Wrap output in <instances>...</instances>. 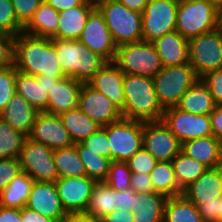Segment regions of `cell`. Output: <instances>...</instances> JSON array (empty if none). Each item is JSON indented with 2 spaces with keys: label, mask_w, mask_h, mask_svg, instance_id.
I'll return each mask as SVG.
<instances>
[{
  "label": "cell",
  "mask_w": 222,
  "mask_h": 222,
  "mask_svg": "<svg viewBox=\"0 0 222 222\" xmlns=\"http://www.w3.org/2000/svg\"><path fill=\"white\" fill-rule=\"evenodd\" d=\"M78 108L101 127L122 118V113L116 105L88 83H83L81 87Z\"/></svg>",
  "instance_id": "cell-15"
},
{
  "label": "cell",
  "mask_w": 222,
  "mask_h": 222,
  "mask_svg": "<svg viewBox=\"0 0 222 222\" xmlns=\"http://www.w3.org/2000/svg\"><path fill=\"white\" fill-rule=\"evenodd\" d=\"M96 181L90 177L59 178L55 181L57 193L65 212L70 217H83Z\"/></svg>",
  "instance_id": "cell-12"
},
{
  "label": "cell",
  "mask_w": 222,
  "mask_h": 222,
  "mask_svg": "<svg viewBox=\"0 0 222 222\" xmlns=\"http://www.w3.org/2000/svg\"><path fill=\"white\" fill-rule=\"evenodd\" d=\"M143 147L158 162H167L182 150V143L160 120L143 122Z\"/></svg>",
  "instance_id": "cell-13"
},
{
  "label": "cell",
  "mask_w": 222,
  "mask_h": 222,
  "mask_svg": "<svg viewBox=\"0 0 222 222\" xmlns=\"http://www.w3.org/2000/svg\"><path fill=\"white\" fill-rule=\"evenodd\" d=\"M54 163L58 179L87 175L75 144L70 147L55 149Z\"/></svg>",
  "instance_id": "cell-35"
},
{
  "label": "cell",
  "mask_w": 222,
  "mask_h": 222,
  "mask_svg": "<svg viewBox=\"0 0 222 222\" xmlns=\"http://www.w3.org/2000/svg\"><path fill=\"white\" fill-rule=\"evenodd\" d=\"M152 43L164 67L189 63V41L176 30Z\"/></svg>",
  "instance_id": "cell-24"
},
{
  "label": "cell",
  "mask_w": 222,
  "mask_h": 222,
  "mask_svg": "<svg viewBox=\"0 0 222 222\" xmlns=\"http://www.w3.org/2000/svg\"><path fill=\"white\" fill-rule=\"evenodd\" d=\"M197 208L204 222H219L220 198L202 203Z\"/></svg>",
  "instance_id": "cell-49"
},
{
  "label": "cell",
  "mask_w": 222,
  "mask_h": 222,
  "mask_svg": "<svg viewBox=\"0 0 222 222\" xmlns=\"http://www.w3.org/2000/svg\"><path fill=\"white\" fill-rule=\"evenodd\" d=\"M189 41V63L199 78L222 68V32L217 28Z\"/></svg>",
  "instance_id": "cell-8"
},
{
  "label": "cell",
  "mask_w": 222,
  "mask_h": 222,
  "mask_svg": "<svg viewBox=\"0 0 222 222\" xmlns=\"http://www.w3.org/2000/svg\"><path fill=\"white\" fill-rule=\"evenodd\" d=\"M59 26V12L45 0L40 4L29 23L23 28L28 35L52 38Z\"/></svg>",
  "instance_id": "cell-30"
},
{
  "label": "cell",
  "mask_w": 222,
  "mask_h": 222,
  "mask_svg": "<svg viewBox=\"0 0 222 222\" xmlns=\"http://www.w3.org/2000/svg\"><path fill=\"white\" fill-rule=\"evenodd\" d=\"M208 3L216 7L220 12L222 11V0H206Z\"/></svg>",
  "instance_id": "cell-58"
},
{
  "label": "cell",
  "mask_w": 222,
  "mask_h": 222,
  "mask_svg": "<svg viewBox=\"0 0 222 222\" xmlns=\"http://www.w3.org/2000/svg\"><path fill=\"white\" fill-rule=\"evenodd\" d=\"M34 180L24 171L0 193V206L22 209L26 206Z\"/></svg>",
  "instance_id": "cell-32"
},
{
  "label": "cell",
  "mask_w": 222,
  "mask_h": 222,
  "mask_svg": "<svg viewBox=\"0 0 222 222\" xmlns=\"http://www.w3.org/2000/svg\"><path fill=\"white\" fill-rule=\"evenodd\" d=\"M122 117L142 122L162 120L164 109L155 92L153 78L124 74Z\"/></svg>",
  "instance_id": "cell-1"
},
{
  "label": "cell",
  "mask_w": 222,
  "mask_h": 222,
  "mask_svg": "<svg viewBox=\"0 0 222 222\" xmlns=\"http://www.w3.org/2000/svg\"><path fill=\"white\" fill-rule=\"evenodd\" d=\"M99 222H134L133 212L116 209L104 216Z\"/></svg>",
  "instance_id": "cell-53"
},
{
  "label": "cell",
  "mask_w": 222,
  "mask_h": 222,
  "mask_svg": "<svg viewBox=\"0 0 222 222\" xmlns=\"http://www.w3.org/2000/svg\"><path fill=\"white\" fill-rule=\"evenodd\" d=\"M56 11H63L69 8L82 5L86 0H45Z\"/></svg>",
  "instance_id": "cell-56"
},
{
  "label": "cell",
  "mask_w": 222,
  "mask_h": 222,
  "mask_svg": "<svg viewBox=\"0 0 222 222\" xmlns=\"http://www.w3.org/2000/svg\"><path fill=\"white\" fill-rule=\"evenodd\" d=\"M0 222H22L21 209L0 206Z\"/></svg>",
  "instance_id": "cell-55"
},
{
  "label": "cell",
  "mask_w": 222,
  "mask_h": 222,
  "mask_svg": "<svg viewBox=\"0 0 222 222\" xmlns=\"http://www.w3.org/2000/svg\"><path fill=\"white\" fill-rule=\"evenodd\" d=\"M131 175L128 164L121 161H111L109 173L104 181L110 188L122 191L131 186Z\"/></svg>",
  "instance_id": "cell-39"
},
{
  "label": "cell",
  "mask_w": 222,
  "mask_h": 222,
  "mask_svg": "<svg viewBox=\"0 0 222 222\" xmlns=\"http://www.w3.org/2000/svg\"><path fill=\"white\" fill-rule=\"evenodd\" d=\"M183 195L197 207L205 202L217 201L222 197L220 166L207 168L195 181L183 190Z\"/></svg>",
  "instance_id": "cell-22"
},
{
  "label": "cell",
  "mask_w": 222,
  "mask_h": 222,
  "mask_svg": "<svg viewBox=\"0 0 222 222\" xmlns=\"http://www.w3.org/2000/svg\"><path fill=\"white\" fill-rule=\"evenodd\" d=\"M213 97L202 79H198L180 98V110L198 115H209L215 108Z\"/></svg>",
  "instance_id": "cell-28"
},
{
  "label": "cell",
  "mask_w": 222,
  "mask_h": 222,
  "mask_svg": "<svg viewBox=\"0 0 222 222\" xmlns=\"http://www.w3.org/2000/svg\"><path fill=\"white\" fill-rule=\"evenodd\" d=\"M25 207L57 222H65L70 218L52 182L34 181Z\"/></svg>",
  "instance_id": "cell-18"
},
{
  "label": "cell",
  "mask_w": 222,
  "mask_h": 222,
  "mask_svg": "<svg viewBox=\"0 0 222 222\" xmlns=\"http://www.w3.org/2000/svg\"><path fill=\"white\" fill-rule=\"evenodd\" d=\"M59 117L74 144L81 143L101 127L78 107L60 114Z\"/></svg>",
  "instance_id": "cell-31"
},
{
  "label": "cell",
  "mask_w": 222,
  "mask_h": 222,
  "mask_svg": "<svg viewBox=\"0 0 222 222\" xmlns=\"http://www.w3.org/2000/svg\"><path fill=\"white\" fill-rule=\"evenodd\" d=\"M15 78L16 68L14 65L5 69H0V112L16 93Z\"/></svg>",
  "instance_id": "cell-42"
},
{
  "label": "cell",
  "mask_w": 222,
  "mask_h": 222,
  "mask_svg": "<svg viewBox=\"0 0 222 222\" xmlns=\"http://www.w3.org/2000/svg\"><path fill=\"white\" fill-rule=\"evenodd\" d=\"M220 23L221 12L206 0H179L175 30L184 38L211 32Z\"/></svg>",
  "instance_id": "cell-4"
},
{
  "label": "cell",
  "mask_w": 222,
  "mask_h": 222,
  "mask_svg": "<svg viewBox=\"0 0 222 222\" xmlns=\"http://www.w3.org/2000/svg\"><path fill=\"white\" fill-rule=\"evenodd\" d=\"M219 222H222V197H220Z\"/></svg>",
  "instance_id": "cell-60"
},
{
  "label": "cell",
  "mask_w": 222,
  "mask_h": 222,
  "mask_svg": "<svg viewBox=\"0 0 222 222\" xmlns=\"http://www.w3.org/2000/svg\"><path fill=\"white\" fill-rule=\"evenodd\" d=\"M83 83L70 77L60 79L48 93L47 113L60 115L78 107V98Z\"/></svg>",
  "instance_id": "cell-25"
},
{
  "label": "cell",
  "mask_w": 222,
  "mask_h": 222,
  "mask_svg": "<svg viewBox=\"0 0 222 222\" xmlns=\"http://www.w3.org/2000/svg\"><path fill=\"white\" fill-rule=\"evenodd\" d=\"M27 137L34 142L45 144L53 150L74 145L60 117L47 112L38 114Z\"/></svg>",
  "instance_id": "cell-17"
},
{
  "label": "cell",
  "mask_w": 222,
  "mask_h": 222,
  "mask_svg": "<svg viewBox=\"0 0 222 222\" xmlns=\"http://www.w3.org/2000/svg\"><path fill=\"white\" fill-rule=\"evenodd\" d=\"M95 3L117 47L143 41L142 13L128 9L118 0H95Z\"/></svg>",
  "instance_id": "cell-3"
},
{
  "label": "cell",
  "mask_w": 222,
  "mask_h": 222,
  "mask_svg": "<svg viewBox=\"0 0 222 222\" xmlns=\"http://www.w3.org/2000/svg\"><path fill=\"white\" fill-rule=\"evenodd\" d=\"M44 38L18 34L14 42V66L18 71L38 76L43 70Z\"/></svg>",
  "instance_id": "cell-16"
},
{
  "label": "cell",
  "mask_w": 222,
  "mask_h": 222,
  "mask_svg": "<svg viewBox=\"0 0 222 222\" xmlns=\"http://www.w3.org/2000/svg\"><path fill=\"white\" fill-rule=\"evenodd\" d=\"M136 203V192L130 187L118 191V208L117 210L134 211Z\"/></svg>",
  "instance_id": "cell-51"
},
{
  "label": "cell",
  "mask_w": 222,
  "mask_h": 222,
  "mask_svg": "<svg viewBox=\"0 0 222 222\" xmlns=\"http://www.w3.org/2000/svg\"><path fill=\"white\" fill-rule=\"evenodd\" d=\"M178 186L184 190L195 182L207 167L185 154L182 150L171 161Z\"/></svg>",
  "instance_id": "cell-36"
},
{
  "label": "cell",
  "mask_w": 222,
  "mask_h": 222,
  "mask_svg": "<svg viewBox=\"0 0 222 222\" xmlns=\"http://www.w3.org/2000/svg\"><path fill=\"white\" fill-rule=\"evenodd\" d=\"M118 208V190L105 182H96L83 218L99 222L108 213Z\"/></svg>",
  "instance_id": "cell-27"
},
{
  "label": "cell",
  "mask_w": 222,
  "mask_h": 222,
  "mask_svg": "<svg viewBox=\"0 0 222 222\" xmlns=\"http://www.w3.org/2000/svg\"><path fill=\"white\" fill-rule=\"evenodd\" d=\"M27 138L0 119V159L19 158Z\"/></svg>",
  "instance_id": "cell-38"
},
{
  "label": "cell",
  "mask_w": 222,
  "mask_h": 222,
  "mask_svg": "<svg viewBox=\"0 0 222 222\" xmlns=\"http://www.w3.org/2000/svg\"><path fill=\"white\" fill-rule=\"evenodd\" d=\"M78 40L107 62H114L118 47L110 34L104 16L97 8L90 13Z\"/></svg>",
  "instance_id": "cell-14"
},
{
  "label": "cell",
  "mask_w": 222,
  "mask_h": 222,
  "mask_svg": "<svg viewBox=\"0 0 222 222\" xmlns=\"http://www.w3.org/2000/svg\"><path fill=\"white\" fill-rule=\"evenodd\" d=\"M220 181H221V188H222V165H220Z\"/></svg>",
  "instance_id": "cell-61"
},
{
  "label": "cell",
  "mask_w": 222,
  "mask_h": 222,
  "mask_svg": "<svg viewBox=\"0 0 222 222\" xmlns=\"http://www.w3.org/2000/svg\"><path fill=\"white\" fill-rule=\"evenodd\" d=\"M44 0H11L19 24L24 28Z\"/></svg>",
  "instance_id": "cell-45"
},
{
  "label": "cell",
  "mask_w": 222,
  "mask_h": 222,
  "mask_svg": "<svg viewBox=\"0 0 222 222\" xmlns=\"http://www.w3.org/2000/svg\"><path fill=\"white\" fill-rule=\"evenodd\" d=\"M209 116L213 136L222 142V106H215Z\"/></svg>",
  "instance_id": "cell-52"
},
{
  "label": "cell",
  "mask_w": 222,
  "mask_h": 222,
  "mask_svg": "<svg viewBox=\"0 0 222 222\" xmlns=\"http://www.w3.org/2000/svg\"><path fill=\"white\" fill-rule=\"evenodd\" d=\"M81 143L86 147V151H92L102 157L111 159L108 135L104 127H100Z\"/></svg>",
  "instance_id": "cell-43"
},
{
  "label": "cell",
  "mask_w": 222,
  "mask_h": 222,
  "mask_svg": "<svg viewBox=\"0 0 222 222\" xmlns=\"http://www.w3.org/2000/svg\"><path fill=\"white\" fill-rule=\"evenodd\" d=\"M123 78L124 73L114 62H106L88 84L108 97L121 111L124 107Z\"/></svg>",
  "instance_id": "cell-20"
},
{
  "label": "cell",
  "mask_w": 222,
  "mask_h": 222,
  "mask_svg": "<svg viewBox=\"0 0 222 222\" xmlns=\"http://www.w3.org/2000/svg\"><path fill=\"white\" fill-rule=\"evenodd\" d=\"M163 222H204L197 206L183 194L169 197L164 207Z\"/></svg>",
  "instance_id": "cell-33"
},
{
  "label": "cell",
  "mask_w": 222,
  "mask_h": 222,
  "mask_svg": "<svg viewBox=\"0 0 222 222\" xmlns=\"http://www.w3.org/2000/svg\"><path fill=\"white\" fill-rule=\"evenodd\" d=\"M39 113L22 95L15 93L0 112V119L8 123L14 130L28 136Z\"/></svg>",
  "instance_id": "cell-23"
},
{
  "label": "cell",
  "mask_w": 222,
  "mask_h": 222,
  "mask_svg": "<svg viewBox=\"0 0 222 222\" xmlns=\"http://www.w3.org/2000/svg\"><path fill=\"white\" fill-rule=\"evenodd\" d=\"M202 81L208 87L216 106H222V68L208 72Z\"/></svg>",
  "instance_id": "cell-47"
},
{
  "label": "cell",
  "mask_w": 222,
  "mask_h": 222,
  "mask_svg": "<svg viewBox=\"0 0 222 222\" xmlns=\"http://www.w3.org/2000/svg\"><path fill=\"white\" fill-rule=\"evenodd\" d=\"M0 32L17 36L23 32L11 0H0Z\"/></svg>",
  "instance_id": "cell-41"
},
{
  "label": "cell",
  "mask_w": 222,
  "mask_h": 222,
  "mask_svg": "<svg viewBox=\"0 0 222 222\" xmlns=\"http://www.w3.org/2000/svg\"><path fill=\"white\" fill-rule=\"evenodd\" d=\"M19 161L22 171L34 181L55 183L58 179L54 150L45 144L27 138L21 149Z\"/></svg>",
  "instance_id": "cell-10"
},
{
  "label": "cell",
  "mask_w": 222,
  "mask_h": 222,
  "mask_svg": "<svg viewBox=\"0 0 222 222\" xmlns=\"http://www.w3.org/2000/svg\"><path fill=\"white\" fill-rule=\"evenodd\" d=\"M182 151L205 165L215 168L222 165V142L214 136L196 138L182 144Z\"/></svg>",
  "instance_id": "cell-26"
},
{
  "label": "cell",
  "mask_w": 222,
  "mask_h": 222,
  "mask_svg": "<svg viewBox=\"0 0 222 222\" xmlns=\"http://www.w3.org/2000/svg\"><path fill=\"white\" fill-rule=\"evenodd\" d=\"M200 79L190 63L164 67L154 76L155 92L165 110L176 107L186 91Z\"/></svg>",
  "instance_id": "cell-5"
},
{
  "label": "cell",
  "mask_w": 222,
  "mask_h": 222,
  "mask_svg": "<svg viewBox=\"0 0 222 222\" xmlns=\"http://www.w3.org/2000/svg\"><path fill=\"white\" fill-rule=\"evenodd\" d=\"M220 25H222V11H221V23H220Z\"/></svg>",
  "instance_id": "cell-62"
},
{
  "label": "cell",
  "mask_w": 222,
  "mask_h": 222,
  "mask_svg": "<svg viewBox=\"0 0 222 222\" xmlns=\"http://www.w3.org/2000/svg\"><path fill=\"white\" fill-rule=\"evenodd\" d=\"M157 160L144 147L138 150L129 160L126 161L131 172L150 174L156 166Z\"/></svg>",
  "instance_id": "cell-44"
},
{
  "label": "cell",
  "mask_w": 222,
  "mask_h": 222,
  "mask_svg": "<svg viewBox=\"0 0 222 222\" xmlns=\"http://www.w3.org/2000/svg\"><path fill=\"white\" fill-rule=\"evenodd\" d=\"M166 200V196L156 192H136L134 222H163Z\"/></svg>",
  "instance_id": "cell-29"
},
{
  "label": "cell",
  "mask_w": 222,
  "mask_h": 222,
  "mask_svg": "<svg viewBox=\"0 0 222 222\" xmlns=\"http://www.w3.org/2000/svg\"><path fill=\"white\" fill-rule=\"evenodd\" d=\"M63 72L67 77L88 83L107 62L79 40L52 39Z\"/></svg>",
  "instance_id": "cell-2"
},
{
  "label": "cell",
  "mask_w": 222,
  "mask_h": 222,
  "mask_svg": "<svg viewBox=\"0 0 222 222\" xmlns=\"http://www.w3.org/2000/svg\"><path fill=\"white\" fill-rule=\"evenodd\" d=\"M118 1L128 9L139 13H143L145 6L149 2V0H118Z\"/></svg>",
  "instance_id": "cell-57"
},
{
  "label": "cell",
  "mask_w": 222,
  "mask_h": 222,
  "mask_svg": "<svg viewBox=\"0 0 222 222\" xmlns=\"http://www.w3.org/2000/svg\"><path fill=\"white\" fill-rule=\"evenodd\" d=\"M21 172L19 158L0 159V193Z\"/></svg>",
  "instance_id": "cell-46"
},
{
  "label": "cell",
  "mask_w": 222,
  "mask_h": 222,
  "mask_svg": "<svg viewBox=\"0 0 222 222\" xmlns=\"http://www.w3.org/2000/svg\"><path fill=\"white\" fill-rule=\"evenodd\" d=\"M15 36L0 32V69L14 65Z\"/></svg>",
  "instance_id": "cell-48"
},
{
  "label": "cell",
  "mask_w": 222,
  "mask_h": 222,
  "mask_svg": "<svg viewBox=\"0 0 222 222\" xmlns=\"http://www.w3.org/2000/svg\"><path fill=\"white\" fill-rule=\"evenodd\" d=\"M179 0H149L142 13L143 41L153 42L175 31Z\"/></svg>",
  "instance_id": "cell-9"
},
{
  "label": "cell",
  "mask_w": 222,
  "mask_h": 222,
  "mask_svg": "<svg viewBox=\"0 0 222 222\" xmlns=\"http://www.w3.org/2000/svg\"><path fill=\"white\" fill-rule=\"evenodd\" d=\"M130 187L135 192H139V193L154 192L153 185L150 180V174H147V173L132 172Z\"/></svg>",
  "instance_id": "cell-50"
},
{
  "label": "cell",
  "mask_w": 222,
  "mask_h": 222,
  "mask_svg": "<svg viewBox=\"0 0 222 222\" xmlns=\"http://www.w3.org/2000/svg\"><path fill=\"white\" fill-rule=\"evenodd\" d=\"M59 80L46 75H29L16 69L15 90L39 112H47L48 93Z\"/></svg>",
  "instance_id": "cell-19"
},
{
  "label": "cell",
  "mask_w": 222,
  "mask_h": 222,
  "mask_svg": "<svg viewBox=\"0 0 222 222\" xmlns=\"http://www.w3.org/2000/svg\"><path fill=\"white\" fill-rule=\"evenodd\" d=\"M75 145L80 159L84 164L87 176L96 182H104L108 176L112 160L92 151H86V147L82 143Z\"/></svg>",
  "instance_id": "cell-37"
},
{
  "label": "cell",
  "mask_w": 222,
  "mask_h": 222,
  "mask_svg": "<svg viewBox=\"0 0 222 222\" xmlns=\"http://www.w3.org/2000/svg\"><path fill=\"white\" fill-rule=\"evenodd\" d=\"M65 222H90V220L83 217H70Z\"/></svg>",
  "instance_id": "cell-59"
},
{
  "label": "cell",
  "mask_w": 222,
  "mask_h": 222,
  "mask_svg": "<svg viewBox=\"0 0 222 222\" xmlns=\"http://www.w3.org/2000/svg\"><path fill=\"white\" fill-rule=\"evenodd\" d=\"M150 180L154 192L162 194L167 198L183 194V190L176 181L171 161L157 162L150 173Z\"/></svg>",
  "instance_id": "cell-34"
},
{
  "label": "cell",
  "mask_w": 222,
  "mask_h": 222,
  "mask_svg": "<svg viewBox=\"0 0 222 222\" xmlns=\"http://www.w3.org/2000/svg\"><path fill=\"white\" fill-rule=\"evenodd\" d=\"M114 63L124 74L154 78L163 68L153 43L140 41L118 46Z\"/></svg>",
  "instance_id": "cell-6"
},
{
  "label": "cell",
  "mask_w": 222,
  "mask_h": 222,
  "mask_svg": "<svg viewBox=\"0 0 222 222\" xmlns=\"http://www.w3.org/2000/svg\"><path fill=\"white\" fill-rule=\"evenodd\" d=\"M39 75L63 79L67 75L63 72L56 52V46L51 38H44L43 70Z\"/></svg>",
  "instance_id": "cell-40"
},
{
  "label": "cell",
  "mask_w": 222,
  "mask_h": 222,
  "mask_svg": "<svg viewBox=\"0 0 222 222\" xmlns=\"http://www.w3.org/2000/svg\"><path fill=\"white\" fill-rule=\"evenodd\" d=\"M107 131L111 160L126 162L143 147V122L120 118L104 126Z\"/></svg>",
  "instance_id": "cell-7"
},
{
  "label": "cell",
  "mask_w": 222,
  "mask_h": 222,
  "mask_svg": "<svg viewBox=\"0 0 222 222\" xmlns=\"http://www.w3.org/2000/svg\"><path fill=\"white\" fill-rule=\"evenodd\" d=\"M162 121L182 144L196 138L213 136L209 115L192 114L171 107L164 110Z\"/></svg>",
  "instance_id": "cell-11"
},
{
  "label": "cell",
  "mask_w": 222,
  "mask_h": 222,
  "mask_svg": "<svg viewBox=\"0 0 222 222\" xmlns=\"http://www.w3.org/2000/svg\"><path fill=\"white\" fill-rule=\"evenodd\" d=\"M95 8V0H86L80 6L59 11L58 30L51 39L78 40Z\"/></svg>",
  "instance_id": "cell-21"
},
{
  "label": "cell",
  "mask_w": 222,
  "mask_h": 222,
  "mask_svg": "<svg viewBox=\"0 0 222 222\" xmlns=\"http://www.w3.org/2000/svg\"><path fill=\"white\" fill-rule=\"evenodd\" d=\"M21 220L22 222H57L27 207L21 209Z\"/></svg>",
  "instance_id": "cell-54"
}]
</instances>
